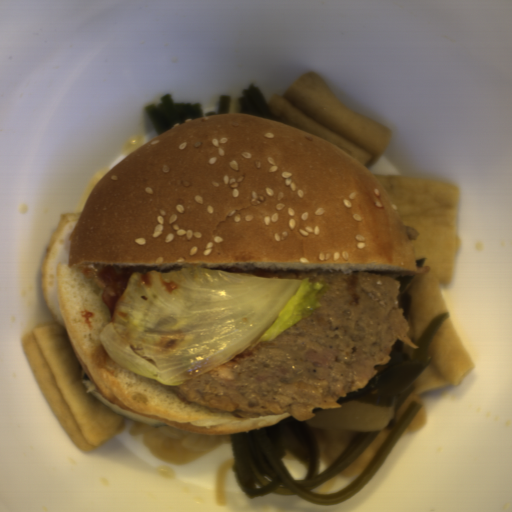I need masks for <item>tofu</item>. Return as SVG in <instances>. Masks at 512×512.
Masks as SVG:
<instances>
[{
    "instance_id": "ead7c124",
    "label": "tofu",
    "mask_w": 512,
    "mask_h": 512,
    "mask_svg": "<svg viewBox=\"0 0 512 512\" xmlns=\"http://www.w3.org/2000/svg\"><path fill=\"white\" fill-rule=\"evenodd\" d=\"M24 356L63 432L82 452L103 445L125 423L78 361L65 325L40 324L20 340Z\"/></svg>"
},
{
    "instance_id": "5b9d583a",
    "label": "tofu",
    "mask_w": 512,
    "mask_h": 512,
    "mask_svg": "<svg viewBox=\"0 0 512 512\" xmlns=\"http://www.w3.org/2000/svg\"><path fill=\"white\" fill-rule=\"evenodd\" d=\"M389 194L408 234L416 267H429L421 275L400 276L398 308L409 322L407 337L418 338L441 314H446L432 334L428 364L415 387L395 409L404 416L412 403L421 410L405 432L429 424L428 408L420 393L443 385H457L471 371L474 361L457 335L443 302L439 285L454 278L459 228L460 190L443 178L413 175H374Z\"/></svg>"
},
{
    "instance_id": "31d398ca",
    "label": "tofu",
    "mask_w": 512,
    "mask_h": 512,
    "mask_svg": "<svg viewBox=\"0 0 512 512\" xmlns=\"http://www.w3.org/2000/svg\"><path fill=\"white\" fill-rule=\"evenodd\" d=\"M272 120L322 138L365 168L389 146L392 136L381 122L347 106L313 71H306L268 100Z\"/></svg>"
}]
</instances>
